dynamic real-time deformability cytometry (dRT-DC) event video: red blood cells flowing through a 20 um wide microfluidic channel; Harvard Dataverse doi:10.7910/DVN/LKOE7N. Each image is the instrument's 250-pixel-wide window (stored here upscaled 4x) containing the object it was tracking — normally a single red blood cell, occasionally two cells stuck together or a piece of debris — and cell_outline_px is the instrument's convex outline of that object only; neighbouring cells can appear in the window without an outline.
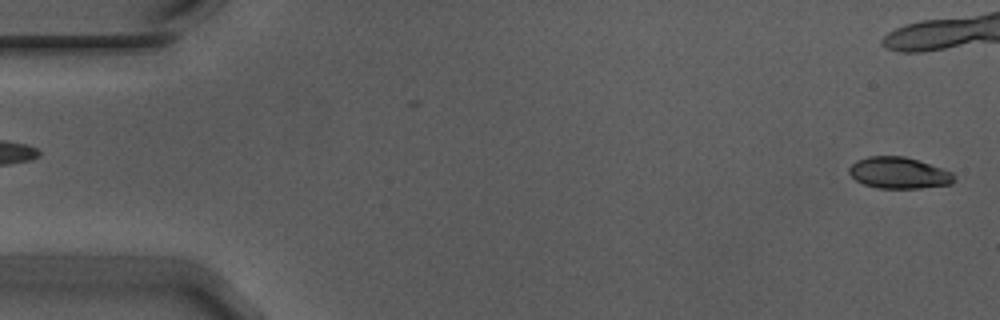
{"species": "Egyptian fruit bat (a non-hibernating species)", "species_latin": "Rousettus aegyptiacus", "temperature_condition": "warm", "stored_images_in_passage": 45, "camera_frame_rate_fps": 3000, "um_per_image_px": 0.085, "animal": {"sex": "male"}, "frame": {"image": 1, "passage_image": 1, "time_ms": 0.0, "image_size_px": [1000, 320], "cell_outline_px": [[956, 180], [952, 184], [920, 188], [880, 188], [864, 184], [856, 180], [848, 172], [848, 168], [856, 160], [868, 156], [904, 156], [952, 172], [956, 176]], "centroid_in_image_um": [76.4, 14.7], "position_along_channel_um": 8.6, "area_um2": 19.13}}